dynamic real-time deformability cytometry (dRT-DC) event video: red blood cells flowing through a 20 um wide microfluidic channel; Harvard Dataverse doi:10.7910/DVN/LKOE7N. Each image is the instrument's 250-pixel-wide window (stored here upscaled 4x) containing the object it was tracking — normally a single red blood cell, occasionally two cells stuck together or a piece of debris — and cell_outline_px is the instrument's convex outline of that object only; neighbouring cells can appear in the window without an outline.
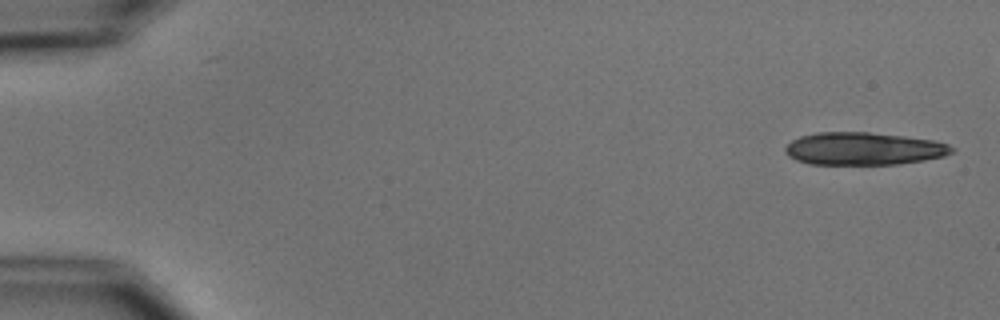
{"species": "common noctule bat (a hibernating species)", "species_latin": "Nyctalus noctula", "temperature_condition": "cold", "stored_images_in_passage": 7, "camera_frame_rate_fps": 3000, "um_per_image_px": 0.085, "animal": {"sex": "male", "body_mass_g": 15.6}, "frame": {"image": 1, "passage_image": 1, "time_ms": 0.0, "image_size_px": [1000, 320], "cell_outline_px": [[956, 148], [952, 152], [944, 156], [924, 160], [900, 164], [808, 164], [796, 160], [788, 156], [784, 152], [784, 148], [792, 140], [800, 136], [816, 132], [868, 132], [904, 136], [936, 140], [948, 144]], "centroid_in_image_um": [73.41, 12.63], "position_along_channel_um": 11.6, "area_um2": 31.91}}